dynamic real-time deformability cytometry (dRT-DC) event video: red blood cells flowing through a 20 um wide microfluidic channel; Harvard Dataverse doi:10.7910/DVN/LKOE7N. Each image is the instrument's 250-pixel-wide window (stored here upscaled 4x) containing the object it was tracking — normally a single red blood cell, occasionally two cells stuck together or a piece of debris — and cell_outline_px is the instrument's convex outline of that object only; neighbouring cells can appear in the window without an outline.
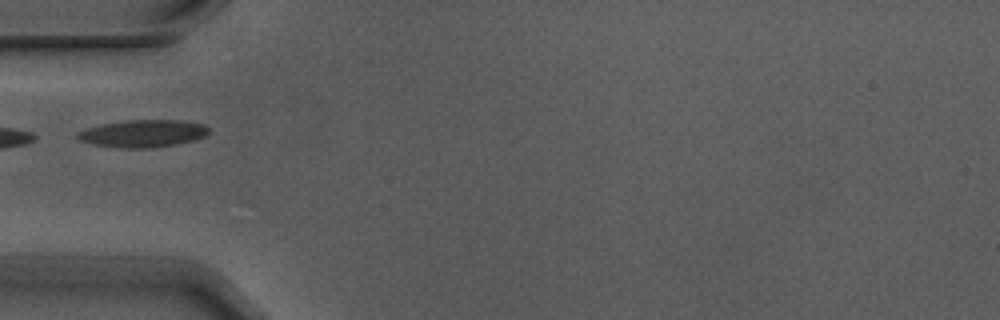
{"species": "Egyptian fruit bat (a non-hibernating species)", "species_latin": "Rousettus aegyptiacus", "temperature_condition": "warm", "stored_images_in_passage": 2, "camera_frame_rate_fps": 3000, "um_per_image_px": 0.085, "animal": {"sex": "male"}, "frame": {"image": 1, "passage_image": 2, "time_ms": 0.333, "image_size_px": [1000, 320], "cell_outline_px": [[208, 132], [204, 136], [192, 140], [172, 144], [148, 148], [124, 148], [92, 144], [80, 140], [76, 136], [76, 132], [88, 128], [104, 124], [128, 120], [180, 120], [204, 124], [208, 128]], "centroid_in_image_um": [12.13, 11.34], "position_along_channel_um": 72.9, "area_um2": 20.52}}